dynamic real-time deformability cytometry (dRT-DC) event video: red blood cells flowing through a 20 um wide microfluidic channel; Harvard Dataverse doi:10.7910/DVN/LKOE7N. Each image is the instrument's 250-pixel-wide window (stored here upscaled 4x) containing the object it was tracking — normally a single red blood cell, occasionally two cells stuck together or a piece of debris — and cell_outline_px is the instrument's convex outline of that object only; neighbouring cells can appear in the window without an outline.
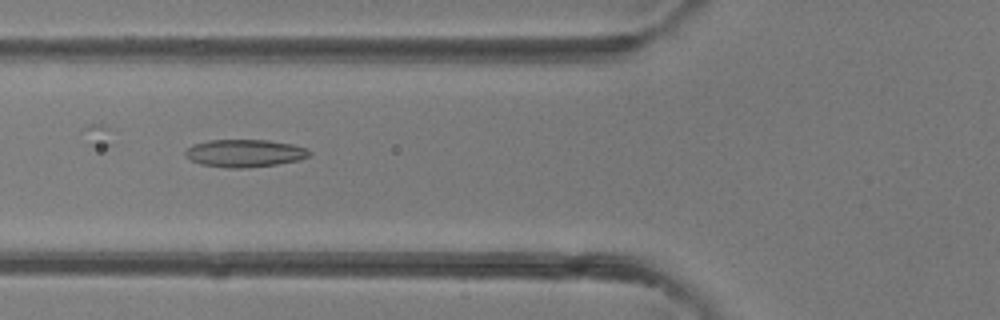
{"species": "common noctule bat (a hibernating species)", "species_latin": "Nyctalus noctula", "temperature_condition": "room temperature", "stored_images_in_passage": 4, "camera_frame_rate_fps": 3000, "um_per_image_px": 0.085, "animal": {"sex": "female"}, "frame": {"image": 1, "passage_image": 4, "time_ms": 3.333, "image_size_px": [1000, 320], "cell_outline_px": [[312, 152], [308, 156], [300, 160], [276, 164], [244, 168], [228, 168], [200, 164], [184, 156], [184, 152], [192, 144], [208, 140], [268, 140], [292, 144], [308, 148]], "centroid_in_image_um": [20.79, 13.02], "position_along_channel_um": 105.0, "area_um2": 20.06}}